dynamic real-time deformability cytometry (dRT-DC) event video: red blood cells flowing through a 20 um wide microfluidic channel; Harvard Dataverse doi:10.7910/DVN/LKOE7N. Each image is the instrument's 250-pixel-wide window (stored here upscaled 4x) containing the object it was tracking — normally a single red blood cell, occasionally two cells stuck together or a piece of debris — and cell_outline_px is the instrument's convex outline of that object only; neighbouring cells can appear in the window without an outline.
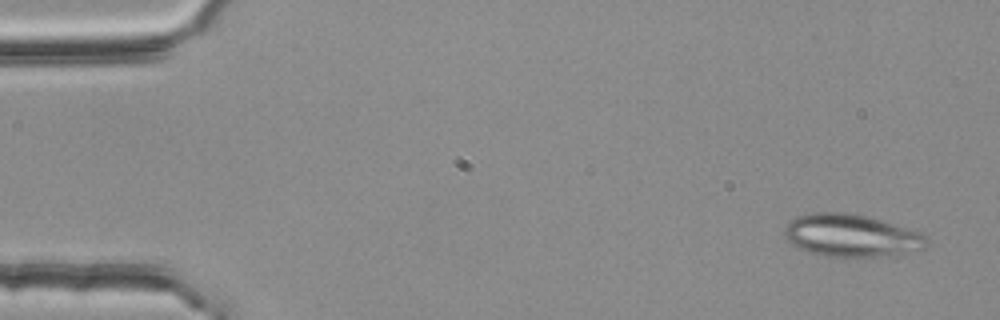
{"species": "common noctule bat (a hibernating species)", "species_latin": "Nyctalus noctula", "temperature_condition": "room temperature", "stored_images_in_passage": 3, "camera_frame_rate_fps": 3000, "um_per_image_px": 0.085, "animal": {"sex": "female", "body_mass_g": 25.1}, "frame": {"image": 1, "passage_image": 1, "time_ms": 0.0, "image_size_px": [1000, 320], "cell_outline_px": [[928, 244], [924, 248], [904, 252], [876, 256], [824, 256], [808, 252], [796, 248], [784, 236], [784, 224], [788, 220], [796, 216], [812, 212], [844, 212], [868, 216], [924, 232], [928, 236]], "centroid_in_image_um": [72.32, 19.99], "position_along_channel_um": 12.7, "area_um2": 35.55}}